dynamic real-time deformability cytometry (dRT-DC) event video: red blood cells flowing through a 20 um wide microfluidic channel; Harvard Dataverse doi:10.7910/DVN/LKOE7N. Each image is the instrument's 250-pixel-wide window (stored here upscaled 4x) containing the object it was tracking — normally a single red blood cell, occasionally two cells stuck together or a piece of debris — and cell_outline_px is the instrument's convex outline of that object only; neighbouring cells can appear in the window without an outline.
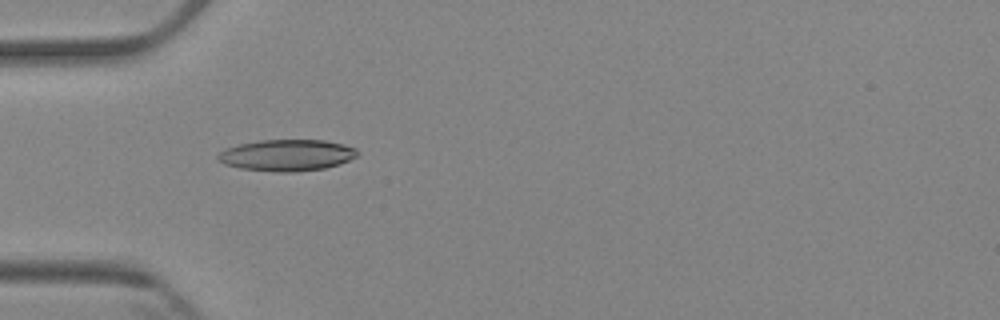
{"species": "Egyptian fruit bat (a non-hibernating species)", "species_latin": "Rousettus aegyptiacus", "temperature_condition": "cold", "stored_images_in_passage": 2, "camera_frame_rate_fps": 3000, "um_per_image_px": 0.085, "animal": {"sex": "female"}, "frame": {"image": 1, "passage_image": 1, "time_ms": 0.0, "image_size_px": [1000, 320], "cell_outline_px": [[360, 152], [356, 156], [340, 164], [324, 168], [296, 172], [276, 172], [240, 168], [224, 164], [216, 156], [224, 148], [240, 144], [260, 140], [324, 140], [344, 144], [356, 148]], "centroid_in_image_um": [24.4, 13.19], "position_along_channel_um": 60.6, "area_um2": 25.61}}
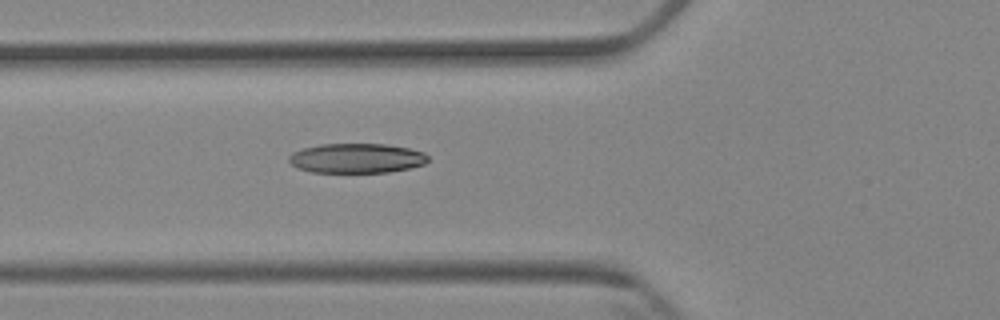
{"frame": {"image": 2, "passage_image": 2, "time_ms": 1.0, "image_size_px": [1000, 320], "cell_outline_px": [[428, 160], [424, 164], [408, 168], [388, 172], [312, 172], [296, 168], [288, 160], [288, 156], [292, 152], [304, 148], [320, 144], [384, 144], [408, 148], [424, 152], [428, 156]], "centroid_in_image_um": [30.28, 13.45], "position_along_channel_um": 95.5, "area_um2": 23.99}}